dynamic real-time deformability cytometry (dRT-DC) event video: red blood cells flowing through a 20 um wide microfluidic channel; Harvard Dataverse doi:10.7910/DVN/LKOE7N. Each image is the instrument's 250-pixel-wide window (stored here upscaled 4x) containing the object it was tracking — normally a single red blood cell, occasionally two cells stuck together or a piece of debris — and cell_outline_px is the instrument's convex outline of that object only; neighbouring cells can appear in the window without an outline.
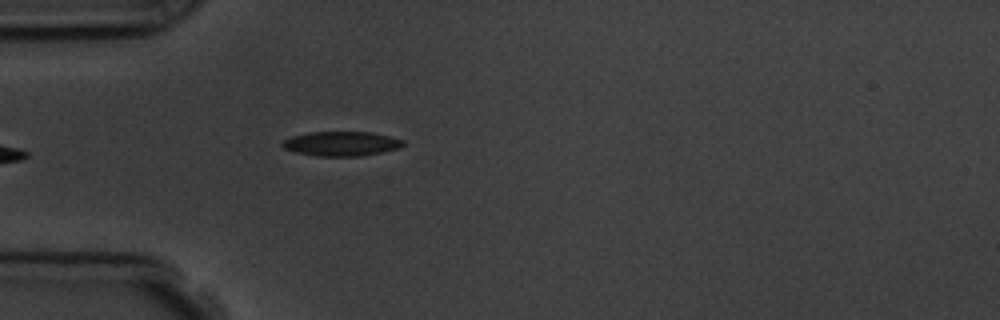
{"species": "common noctule bat (a hibernating species)", "species_latin": "Nyctalus noctula", "temperature_condition": "room temperature", "stored_images_in_passage": 5, "camera_frame_rate_fps": 3000, "um_per_image_px": 0.085, "animal": {"sex": "male", "body_mass_g": 19.5, "forearm_length_mm": 54.6}, "frame": {"image": 1, "passage_image": 5, "time_ms": 4.667, "image_size_px": [1000, 320], "cell_outline_px": [[404, 144], [400, 148], [360, 156], [316, 156], [296, 152], [284, 148], [280, 144], [284, 140], [292, 136], [308, 132], [372, 132], [404, 140]], "centroid_in_image_um": [29.0, 12.21], "position_along_channel_um": 56.0, "area_um2": 17.17}}